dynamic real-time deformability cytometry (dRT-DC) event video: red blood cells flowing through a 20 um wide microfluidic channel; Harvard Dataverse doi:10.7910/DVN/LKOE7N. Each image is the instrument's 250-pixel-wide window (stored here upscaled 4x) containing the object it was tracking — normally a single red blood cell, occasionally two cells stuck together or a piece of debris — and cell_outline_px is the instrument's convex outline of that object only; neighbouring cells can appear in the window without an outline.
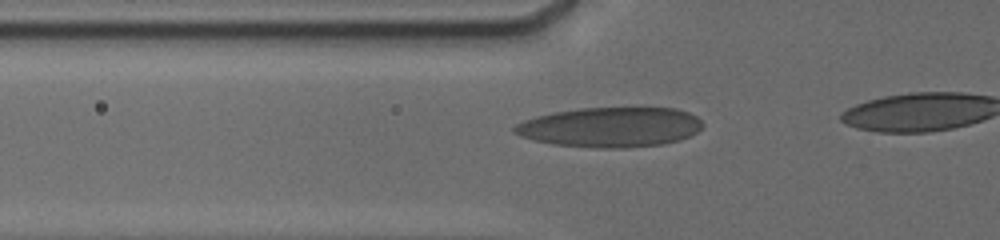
{"species": "human", "species_latin": "Homo sapiens", "temperature_condition": "cold", "stored_images_in_passage": 19, "camera_frame_rate_fps": 3000, "um_per_image_px": 0.085, "donor": {"sex": "male"}, "frame": {"image": 1, "passage_image": 10, "time_ms": 3.667, "image_size_px": [1000, 240], "cell_outline_px": [[704, 124], [696, 132], [680, 140], [660, 144], [624, 148], [596, 148], [552, 144], [520, 136], [512, 132], [512, 128], [516, 124], [524, 120], [536, 116], [552, 112], [580, 108], [676, 108], [688, 112], [696, 116]], "centroid_in_image_um": [51.86, 10.8], "position_along_channel_um": 73.9, "area_um2": 43.75}}
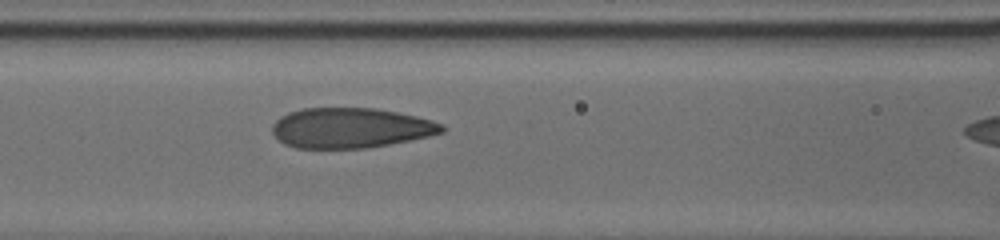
{"frame": {"image": 2, "passage_image": 13, "time_ms": 5.333, "image_size_px": [1000, 240], "cell_outline_px": [[444, 132], [428, 136], [368, 148], [296, 148], [284, 144], [272, 132], [272, 124], [280, 116], [288, 112], [304, 108], [376, 108], [416, 116], [432, 120], [444, 124]], "centroid_in_image_um": [29.78, 10.87], "position_along_channel_um": 136.8, "area_um2": 39.65}}
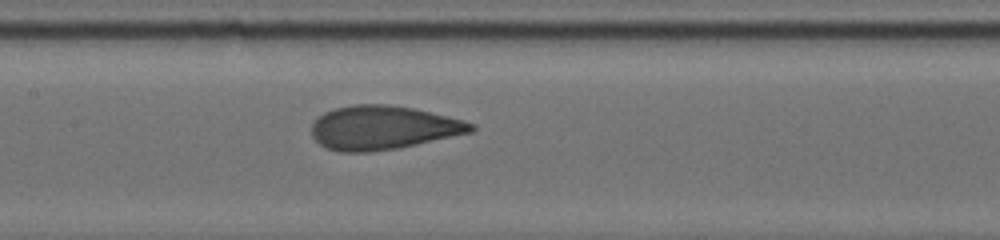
{"frame": {"image": 3, "passage_image": 15, "time_ms": 6.333, "image_size_px": [1000, 240], "cell_outline_px": [[476, 128], [472, 132], [396, 148], [368, 152], [340, 152], [328, 148], [320, 144], [312, 136], [312, 124], [324, 112], [336, 108], [352, 104], [388, 104], [412, 108], [464, 120], [476, 124]], "centroid_in_image_um": [32.55, 10.84], "position_along_channel_um": 174.8, "area_um2": 40.4}}